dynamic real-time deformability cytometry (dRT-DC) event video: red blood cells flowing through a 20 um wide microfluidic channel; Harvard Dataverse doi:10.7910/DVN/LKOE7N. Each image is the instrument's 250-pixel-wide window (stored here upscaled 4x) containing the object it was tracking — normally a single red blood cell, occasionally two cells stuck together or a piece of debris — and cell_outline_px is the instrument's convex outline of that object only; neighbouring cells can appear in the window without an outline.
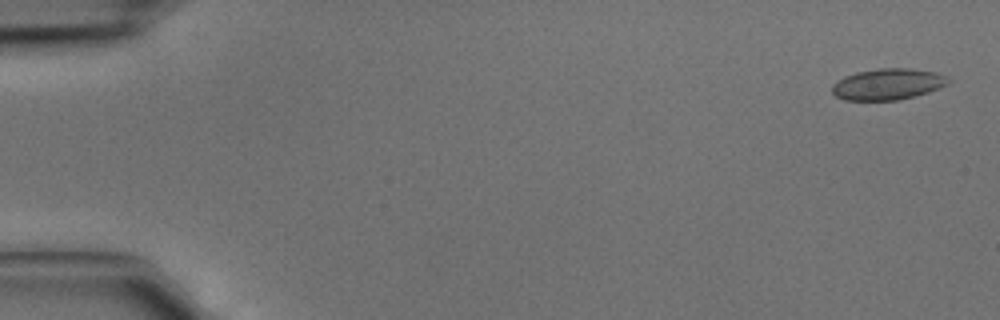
{"species": "common noctule bat (a hibernating species)", "species_latin": "Nyctalus noctula", "temperature_condition": "cold", "stored_images_in_passage": 4, "camera_frame_rate_fps": 3000, "um_per_image_px": 0.085, "animal": {"sex": "male", "body_mass_g": 15.6}, "frame": {"image": 1, "passage_image": 1, "time_ms": 0.0, "image_size_px": [1000, 320], "cell_outline_px": [[952, 80], [948, 84], [928, 92], [916, 96], [900, 100], [844, 100], [836, 96], [832, 92], [832, 84], [844, 76], [856, 72], [880, 68], [908, 68], [936, 72], [948, 76]], "centroid_in_image_um": [75.48, 7.15], "position_along_channel_um": 9.5, "area_um2": 21.33}}
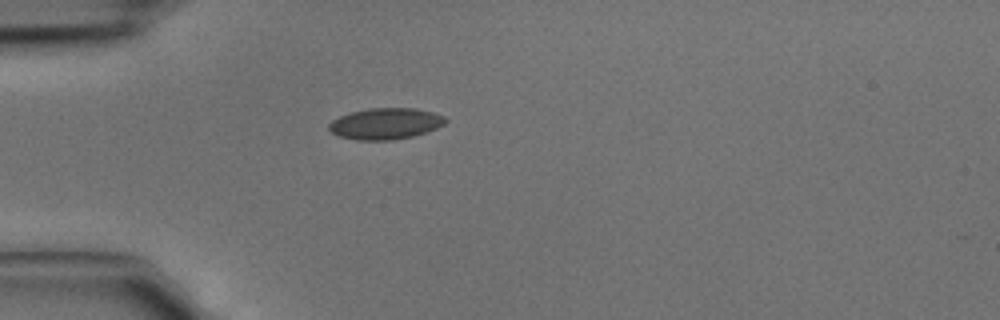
{"frame": {"image": 2, "passage_image": 4, "time_ms": 1.0, "image_size_px": [1000, 320], "cell_outline_px": [[448, 120], [444, 124], [436, 128], [412, 136], [392, 140], [356, 140], [340, 136], [332, 132], [328, 128], [328, 124], [332, 120], [340, 116], [352, 112], [368, 108], [416, 108], [432, 112], [444, 116]], "centroid_in_image_um": [32.76, 10.5], "position_along_channel_um": 52.2, "area_um2": 21.1}}